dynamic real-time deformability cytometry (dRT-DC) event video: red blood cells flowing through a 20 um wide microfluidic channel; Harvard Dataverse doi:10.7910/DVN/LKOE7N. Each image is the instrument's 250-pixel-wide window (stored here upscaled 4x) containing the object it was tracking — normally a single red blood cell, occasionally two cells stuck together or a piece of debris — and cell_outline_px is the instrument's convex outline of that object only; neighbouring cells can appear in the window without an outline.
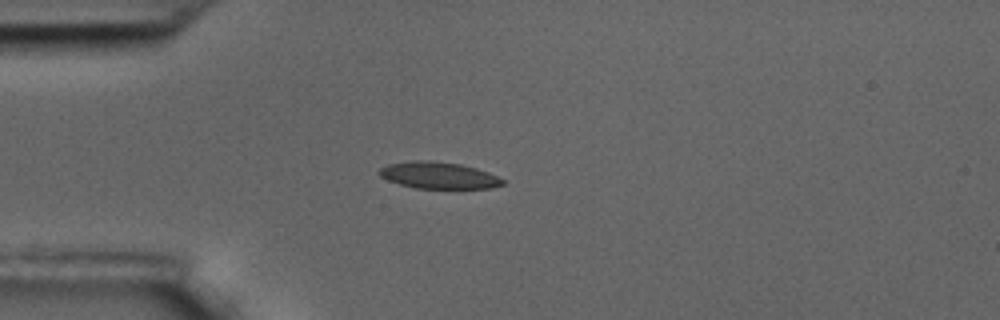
{"species": "common noctule bat (a hibernating species)", "species_latin": "Nyctalus noctula", "temperature_condition": "room temperature", "stored_images_in_passage": 43, "camera_frame_rate_fps": 3000, "um_per_image_px": 0.085, "animal": {"sex": "male", "body_mass_g": 17.5, "forearm_length_mm": 52.3}, "frame": {"image": 1, "passage_image": 1, "time_ms": 0.0, "image_size_px": [1000, 320], "cell_outline_px": [[504, 184], [492, 188], [416, 188], [400, 184], [388, 180], [380, 176], [376, 172], [380, 168], [388, 164], [412, 160], [432, 160], [460, 164], [476, 168], [488, 172], [504, 180]], "centroid_in_image_um": [37.25, 14.89], "position_along_channel_um": 47.7, "area_um2": 19.19}}
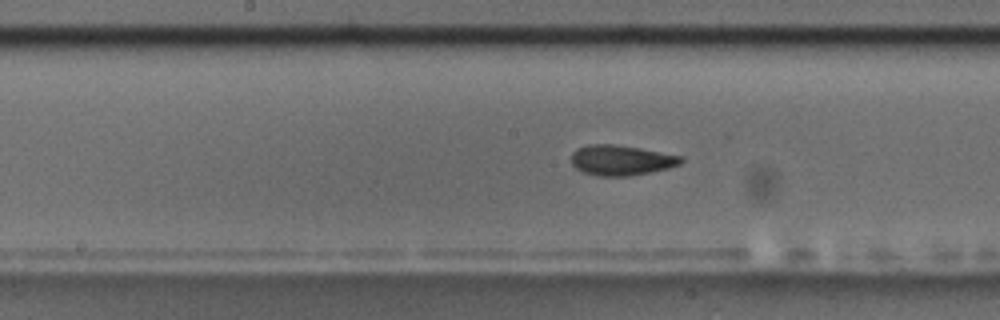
{"frame": {"image": 2, "passage_image": 15, "time_ms": 4.667, "image_size_px": [1000, 320], "cell_outline_px": [[684, 160], [680, 164], [668, 168], [652, 172], [628, 176], [596, 176], [584, 172], [576, 168], [572, 164], [572, 152], [576, 148], [588, 144], [612, 144], [640, 148], [680, 156]], "centroid_in_image_um": [52.77, 13.62], "position_along_channel_um": 195.4, "area_um2": 19.31}}
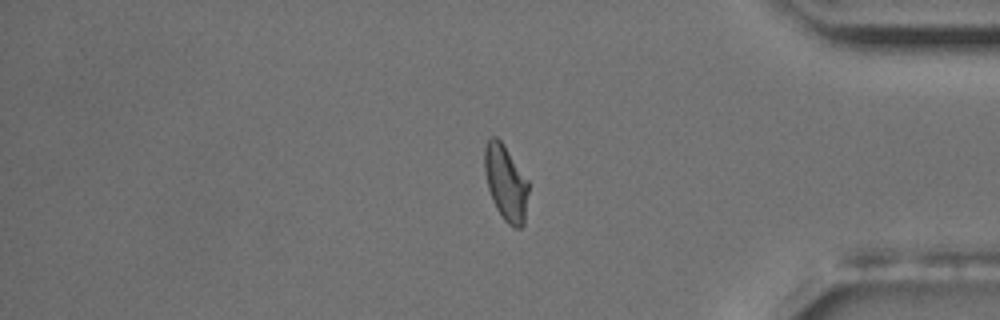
{"frame": {"image": 3, "passage_image": 34, "time_ms": 11.0, "image_size_px": [1000, 320], "cell_outline_px": [[528, 192], [524, 224], [520, 228], [512, 228], [504, 220], [496, 208], [492, 200], [488, 188], [484, 168], [484, 148], [488, 140], [492, 136], [496, 136], [504, 144], [528, 180]], "centroid_in_image_um": [42.99, 15.54], "position_along_channel_um": 392.2, "area_um2": 19.42}, "authors_computed_cell_mechanics": {"area_um2": 19.3052, "velocity_mm_per_s": 3.4815, "shape_relaxation_time_tau1_ms": 4.1517, "shape_relaxation_time_tau2_ms": 1.7238, "deformation_change_tau1": 0.1471, "deformation_change_tau2": 0.0739}}